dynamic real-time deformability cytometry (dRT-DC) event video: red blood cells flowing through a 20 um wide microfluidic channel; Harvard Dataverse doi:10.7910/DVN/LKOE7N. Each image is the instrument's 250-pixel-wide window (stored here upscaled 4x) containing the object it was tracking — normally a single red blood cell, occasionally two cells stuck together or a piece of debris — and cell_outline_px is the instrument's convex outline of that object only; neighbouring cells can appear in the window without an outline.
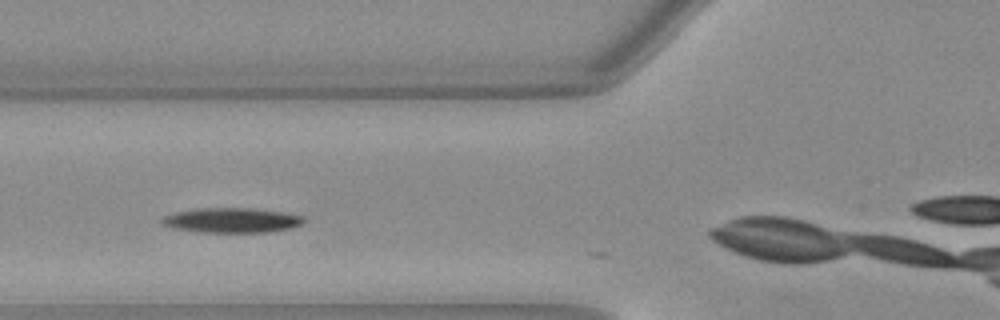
{"species": "Egyptian fruit bat (a non-hibernating species)", "species_latin": "Rousettus aegyptiacus", "temperature_condition": "warm", "stored_images_in_passage": 10, "camera_frame_rate_fps": 3000, "um_per_image_px": 0.085, "animal": {"sex": "female"}, "frame": {"image": 1, "passage_image": 2, "time_ms": 0.333, "image_size_px": [1000, 320], "cell_outline_px": [[304, 220], [300, 224], [288, 228], [268, 232], [200, 232], [172, 228], [164, 224], [160, 220], [164, 216], [172, 212], [196, 208], [252, 208], [284, 212], [304, 216]], "centroid_in_image_um": [19.65, 18.71], "position_along_channel_um": 106.2, "area_um2": 20.52}}
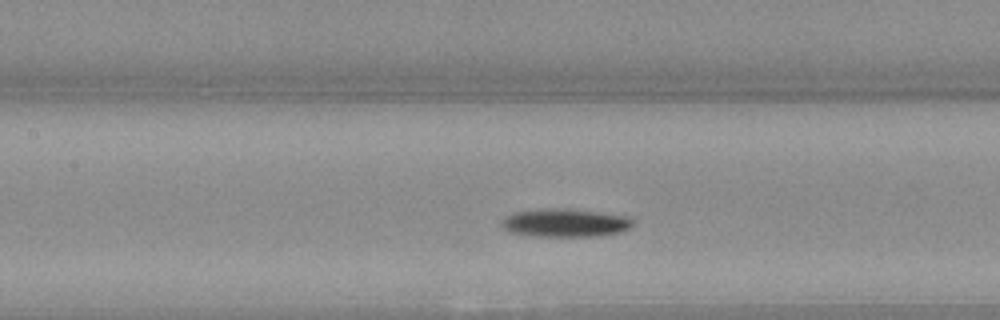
{"frame": {"image": 2, "passage_image": 6, "time_ms": 1.667, "image_size_px": [1000, 320], "cell_outline_px": [[636, 224], [632, 228], [620, 232], [600, 236], [536, 236], [508, 232], [500, 224], [508, 216], [516, 212], [544, 208], [568, 208], [628, 216]], "centroid_in_image_um": [48.1, 18.94], "position_along_channel_um": 159.3, "area_um2": 21.68}}
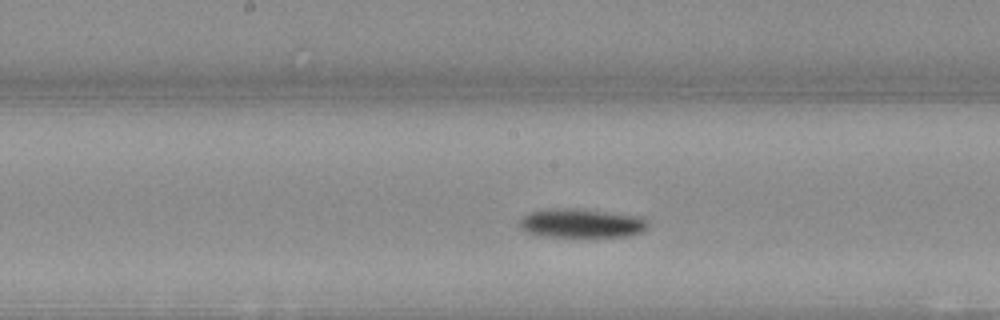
{"frame": {"image": 3, "passage_image": 9, "time_ms": 2.667, "image_size_px": [1000, 320], "cell_outline_px": [[648, 228], [640, 232], [628, 236], [540, 236], [524, 232], [520, 228], [520, 220], [524, 216], [532, 212], [552, 208], [604, 212], [636, 216], [648, 220]], "centroid_in_image_um": [49.39, 19.0], "position_along_channel_um": 198.8, "area_um2": 21.04}}